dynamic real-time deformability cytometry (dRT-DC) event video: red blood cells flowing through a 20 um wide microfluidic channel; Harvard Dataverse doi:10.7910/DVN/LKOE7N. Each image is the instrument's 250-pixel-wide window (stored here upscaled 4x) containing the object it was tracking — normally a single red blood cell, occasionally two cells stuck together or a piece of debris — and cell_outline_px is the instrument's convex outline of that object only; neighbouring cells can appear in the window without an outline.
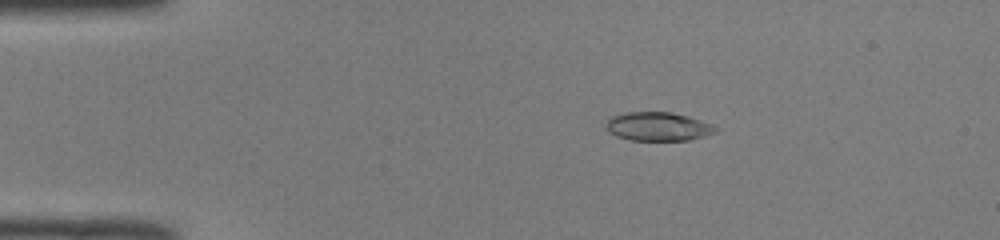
{"species": "common noctule bat (a hibernating species)", "species_latin": "Nyctalus noctula", "temperature_condition": "room temperature", "stored_images_in_passage": 51, "camera_frame_rate_fps": 3000, "um_per_image_px": 0.085, "animal": {"sex": "male", "body_mass_g": 19.0, "forearm_length_mm": 50.8}, "frame": {"image": 1, "passage_image": 10, "time_ms": 3.0, "image_size_px": [1000, 240], "cell_outline_px": [[720, 128], [716, 132], [704, 136], [688, 140], [628, 140], [616, 136], [608, 132], [604, 128], [608, 120], [612, 116], [624, 112], [672, 112], [688, 116], [712, 124]], "centroid_in_image_um": [55.92, 10.75], "position_along_channel_um": 29.1, "area_um2": 18.5}}
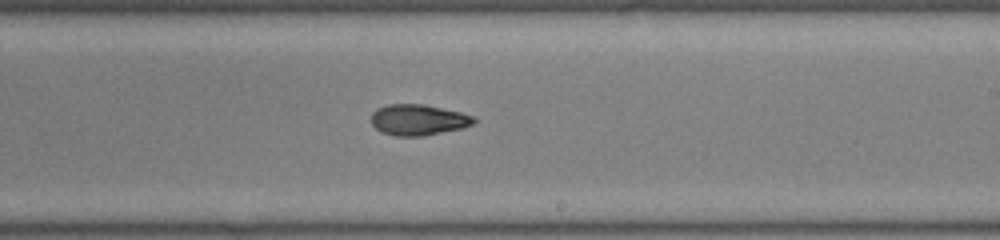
{"frame": {"image": 2, "passage_image": 31, "time_ms": 10.0, "image_size_px": [1000, 240], "cell_outline_px": [[476, 120], [472, 124], [460, 128], [420, 136], [396, 136], [384, 132], [376, 128], [372, 124], [372, 112], [376, 108], [388, 104], [424, 104], [460, 112], [472, 116]], "centroid_in_image_um": [35.51, 10.17], "position_along_channel_um": 253.5, "area_um2": 18.15}}
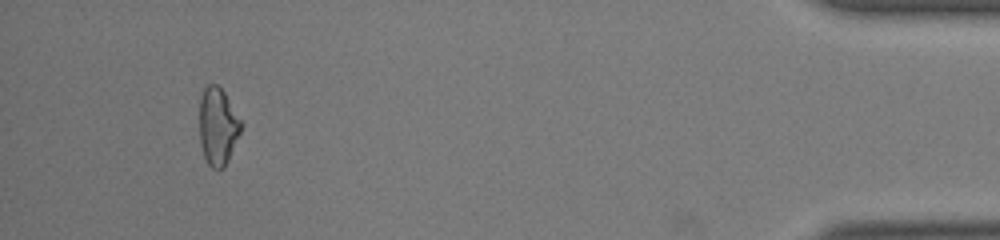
{"frame": {"image": 3, "passage_image": 48, "time_ms": 15.667, "image_size_px": [1000, 240], "cell_outline_px": [[244, 124], [228, 160], [224, 168], [212, 168], [208, 164], [204, 156], [200, 144], [200, 100], [204, 88], [208, 84], [216, 84], [224, 92]], "centroid_in_image_um": [18.53, 10.74], "position_along_channel_um": 416.7, "area_um2": 18.73}, "authors_computed_cell_mechanics": {"area_um2": 18.5538, "velocity_mm_per_s": 4.063, "shape_relaxation_time_tau1_ms": null, "shape_relaxation_time_tau2_ms": 3.1736, "deformation_change_tau1": null, "deformation_change_tau2": 0.0842}}